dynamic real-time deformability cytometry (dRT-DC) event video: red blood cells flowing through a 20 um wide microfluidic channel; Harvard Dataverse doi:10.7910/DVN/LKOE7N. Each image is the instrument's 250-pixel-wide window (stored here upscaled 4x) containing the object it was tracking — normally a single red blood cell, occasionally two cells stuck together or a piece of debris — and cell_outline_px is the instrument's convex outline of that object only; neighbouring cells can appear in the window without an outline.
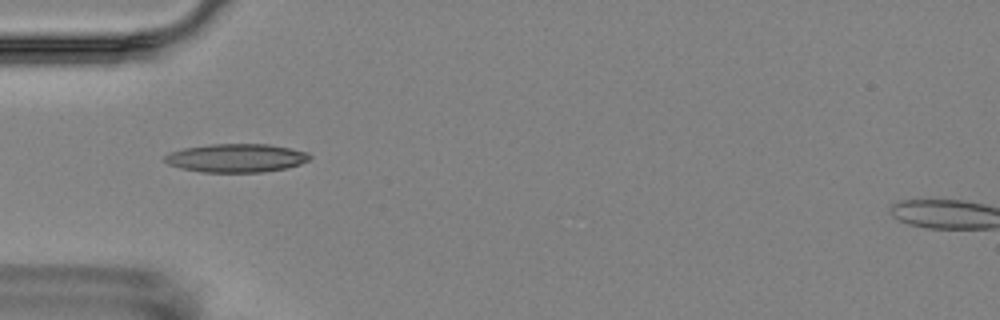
{"species": "Egyptian fruit bat (a non-hibernating species)", "species_latin": "Rousettus aegyptiacus", "temperature_condition": "room temperature", "stored_images_in_passage": 12, "camera_frame_rate_fps": 3000, "um_per_image_px": 0.085, "animal": {"sex": "female"}, "frame": {"image": 1, "passage_image": 1, "time_ms": 0.0, "image_size_px": [1000, 320], "cell_outline_px": [[312, 156], [308, 160], [300, 164], [288, 168], [264, 172], [200, 172], [180, 168], [168, 164], [164, 160], [164, 156], [172, 152], [184, 148], [212, 144], [268, 144], [292, 148], [308, 152]], "centroid_in_image_um": [20.12, 13.43], "position_along_channel_um": 64.9, "area_um2": 24.16}}
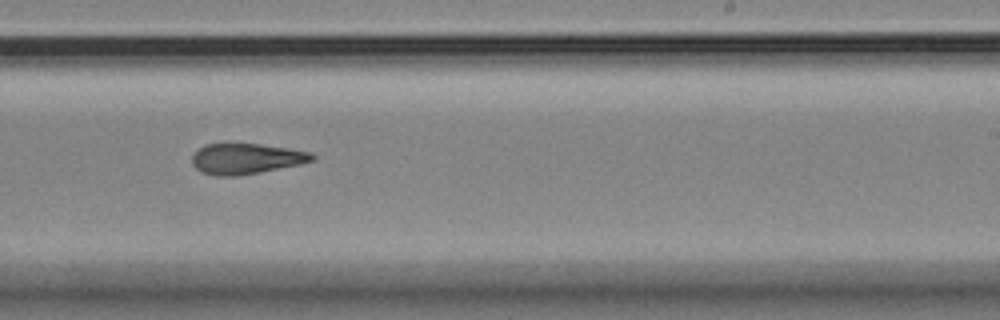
{"frame": {"image": 2, "passage_image": 6, "time_ms": 5.667, "image_size_px": [1000, 320], "cell_outline_px": [[316, 156], [312, 160], [300, 164], [260, 172], [236, 176], [216, 176], [200, 172], [192, 164], [192, 156], [204, 144], [260, 144], [288, 148], [312, 152]], "centroid_in_image_um": [20.91, 13.49], "position_along_channel_um": 268.1, "area_um2": 21.33}}
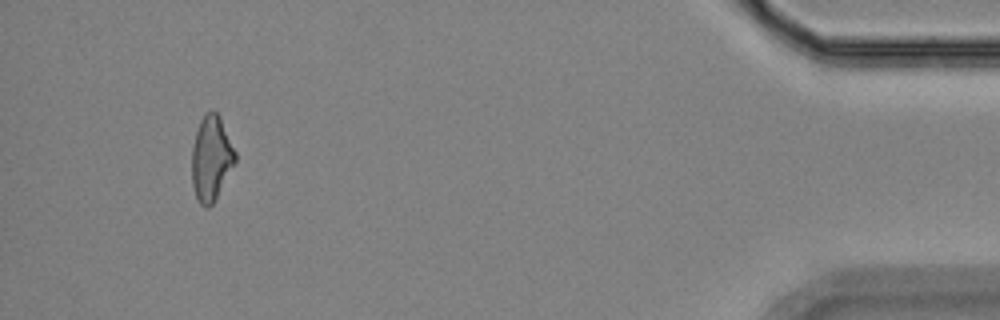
{"frame": {"image": 3, "passage_image": 11, "time_ms": 11.667, "image_size_px": [1000, 320], "cell_outline_px": [[236, 160], [212, 204], [208, 208], [204, 208], [200, 204], [196, 196], [192, 184], [192, 148], [196, 132], [200, 120], [204, 112], [212, 108], [220, 116], [236, 152]], "centroid_in_image_um": [17.94, 13.41], "position_along_channel_um": 417.3, "area_um2": 21.39}, "authors_computed_cell_mechanics": {"area_um2": 21.5883, "velocity_mm_per_s": 3.595, "shape_relaxation_time_tau1_ms": 10.7154, "shape_relaxation_time_tau2_ms": 4.0207, "deformation_change_tau1": 0.1965, "deformation_change_tau2": 0.1105}}